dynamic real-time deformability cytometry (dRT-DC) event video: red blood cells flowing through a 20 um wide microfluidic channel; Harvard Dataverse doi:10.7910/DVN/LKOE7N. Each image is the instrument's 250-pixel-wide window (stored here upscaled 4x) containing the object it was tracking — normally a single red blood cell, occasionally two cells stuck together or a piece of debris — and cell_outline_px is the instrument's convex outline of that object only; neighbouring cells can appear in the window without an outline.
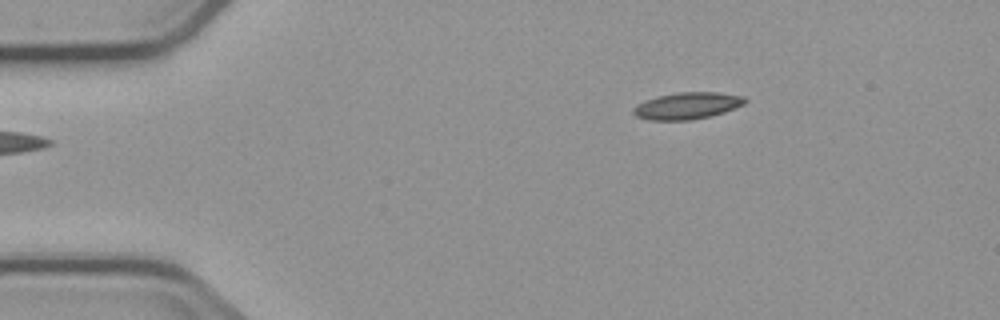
{"species": "common noctule bat (a hibernating species)", "species_latin": "Nyctalus noctula", "temperature_condition": "cold", "stored_images_in_passage": 3, "camera_frame_rate_fps": 3000, "um_per_image_px": 0.085, "animal": {"sex": "male", "body_mass_g": 23.1, "forearm_length_mm": 52.7}, "frame": {"image": 1, "passage_image": 1, "time_ms": 0.0, "image_size_px": [1000, 320], "cell_outline_px": [[748, 100], [744, 104], [724, 112], [712, 116], [692, 120], [648, 120], [636, 116], [632, 112], [632, 108], [636, 104], [644, 100], [676, 92], [720, 92], [744, 96]], "centroid_in_image_um": [58.41, 8.99], "position_along_channel_um": 26.6, "area_um2": 17.63}}